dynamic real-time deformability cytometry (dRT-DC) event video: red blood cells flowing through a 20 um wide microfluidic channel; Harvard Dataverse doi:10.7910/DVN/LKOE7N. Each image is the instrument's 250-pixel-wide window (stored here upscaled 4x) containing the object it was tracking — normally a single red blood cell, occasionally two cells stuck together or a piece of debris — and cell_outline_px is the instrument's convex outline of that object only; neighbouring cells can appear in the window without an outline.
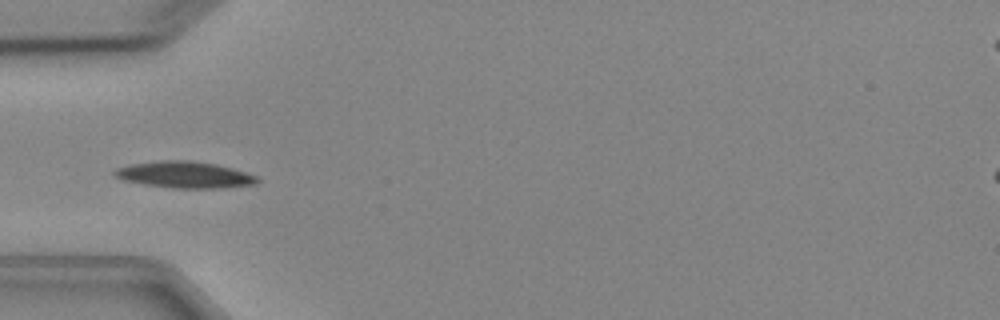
{"species": "Egyptian fruit bat (a non-hibernating species)", "species_latin": "Rousettus aegyptiacus", "temperature_condition": "cold", "stored_images_in_passage": 5, "camera_frame_rate_fps": 3000, "um_per_image_px": 0.085, "animal": {"sex": "female"}, "frame": {"image": 1, "passage_image": 5, "time_ms": 4.333, "image_size_px": [1000, 320], "cell_outline_px": [[260, 180], [256, 184], [220, 188], [176, 188], [144, 184], [124, 180], [116, 176], [112, 172], [116, 168], [128, 164], [160, 160], [192, 160], [216, 164], [232, 168], [256, 176]], "centroid_in_image_um": [15.68, 14.84], "position_along_channel_um": 69.3, "area_um2": 22.02}}